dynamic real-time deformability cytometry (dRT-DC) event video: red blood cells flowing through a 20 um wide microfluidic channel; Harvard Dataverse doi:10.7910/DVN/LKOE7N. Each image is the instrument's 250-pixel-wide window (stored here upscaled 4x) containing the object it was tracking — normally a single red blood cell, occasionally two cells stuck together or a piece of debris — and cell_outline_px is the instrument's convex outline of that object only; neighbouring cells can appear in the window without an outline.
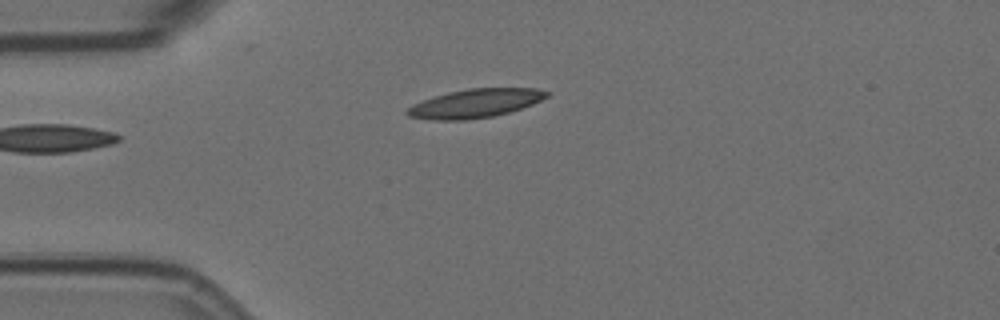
{"species": "Egyptian fruit bat (a non-hibernating species)", "species_latin": "Rousettus aegyptiacus", "temperature_condition": "room temperature", "stored_images_in_passage": 4, "camera_frame_rate_fps": 3000, "um_per_image_px": 0.085, "animal": {"sex": "female"}, "frame": {"image": 1, "passage_image": 4, "time_ms": 1.0, "image_size_px": [1000, 320], "cell_outline_px": [[552, 92], [548, 96], [532, 104], [508, 112], [492, 116], [468, 120], [432, 120], [408, 116], [404, 112], [412, 104], [448, 92], [468, 88], [536, 88]], "centroid_in_image_um": [40.39, 8.78], "position_along_channel_um": 44.6, "area_um2": 23.24}}